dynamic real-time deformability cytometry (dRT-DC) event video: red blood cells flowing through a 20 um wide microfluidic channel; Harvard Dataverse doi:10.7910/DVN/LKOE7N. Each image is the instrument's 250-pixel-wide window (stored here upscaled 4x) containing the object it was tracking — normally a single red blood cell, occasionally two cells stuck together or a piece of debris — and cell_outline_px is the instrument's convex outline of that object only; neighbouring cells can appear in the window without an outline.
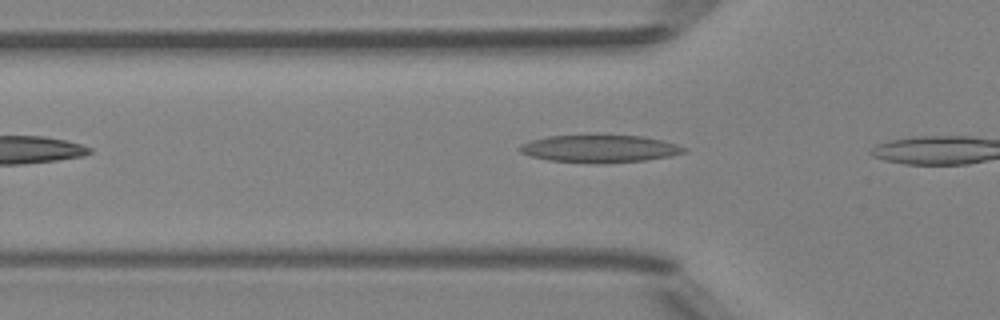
{"species": "Egyptian fruit bat (a non-hibernating species)", "species_latin": "Rousettus aegyptiacus", "temperature_condition": "room temperature", "stored_images_in_passage": 3, "camera_frame_rate_fps": 3000, "um_per_image_px": 0.085, "animal": {"sex": "female"}, "frame": {"image": 1, "passage_image": 3, "time_ms": 2.333, "image_size_px": [1000, 320], "cell_outline_px": [[688, 152], [672, 156], [644, 160], [604, 164], [600, 164], [548, 160], [532, 156], [520, 152], [516, 148], [520, 144], [532, 140], [548, 136], [640, 136], [660, 140], [676, 144], [688, 148]], "centroid_in_image_um": [50.98, 12.66], "position_along_channel_um": 74.8, "area_um2": 26.24}}